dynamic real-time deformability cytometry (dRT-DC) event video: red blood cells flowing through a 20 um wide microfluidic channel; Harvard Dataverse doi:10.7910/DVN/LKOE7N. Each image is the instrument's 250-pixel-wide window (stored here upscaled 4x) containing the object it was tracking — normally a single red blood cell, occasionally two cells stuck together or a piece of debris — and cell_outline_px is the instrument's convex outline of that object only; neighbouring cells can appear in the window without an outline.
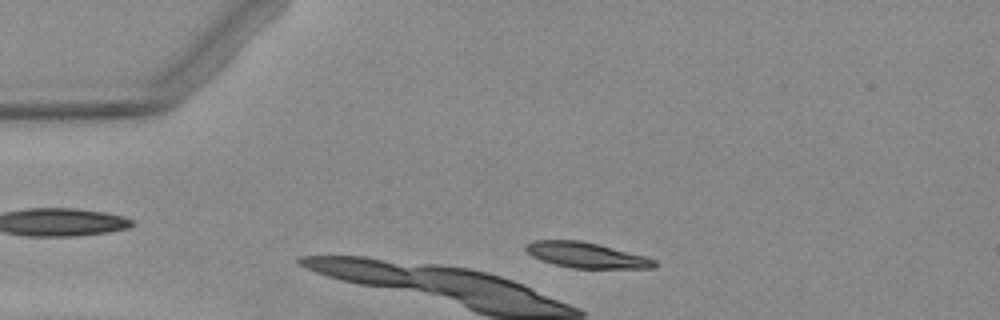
{"species": "Egyptian fruit bat (a non-hibernating species)", "species_latin": "Rousettus aegyptiacus", "temperature_condition": "warm", "stored_images_in_passage": 5, "camera_frame_rate_fps": 3000, "um_per_image_px": 0.085, "animal": {"sex": "female"}, "frame": {"image": 1, "passage_image": 2, "time_ms": 1.667, "image_size_px": [1000, 320], "cell_outline_px": [[656, 268], [572, 268], [556, 264], [532, 256], [524, 248], [524, 244], [532, 240], [580, 240], [644, 256], [656, 260]], "centroid_in_image_um": [49.8, 21.68], "position_along_channel_um": 35.2, "area_um2": 18.79}}
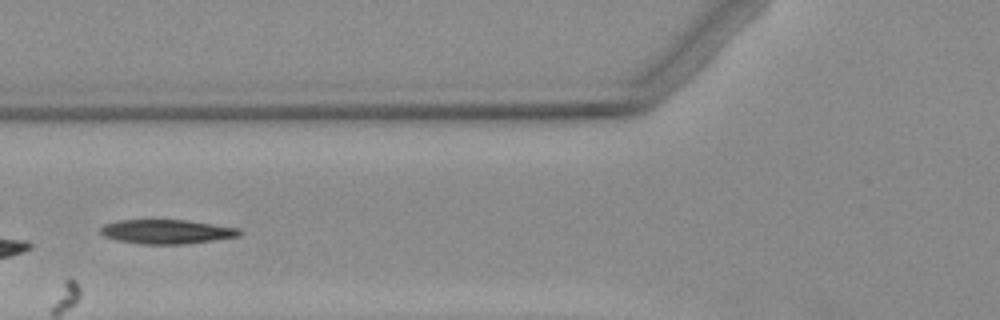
{"frame": {"image": 2, "passage_image": 5, "time_ms": 4.667, "image_size_px": [1000, 320], "cell_outline_px": [[240, 236], [184, 244], [140, 244], [116, 240], [104, 236], [100, 232], [100, 228], [104, 224], [120, 220], [188, 220], [240, 228]], "centroid_in_image_um": [14.15, 19.69], "position_along_channel_um": 111.7, "area_um2": 19.59}}